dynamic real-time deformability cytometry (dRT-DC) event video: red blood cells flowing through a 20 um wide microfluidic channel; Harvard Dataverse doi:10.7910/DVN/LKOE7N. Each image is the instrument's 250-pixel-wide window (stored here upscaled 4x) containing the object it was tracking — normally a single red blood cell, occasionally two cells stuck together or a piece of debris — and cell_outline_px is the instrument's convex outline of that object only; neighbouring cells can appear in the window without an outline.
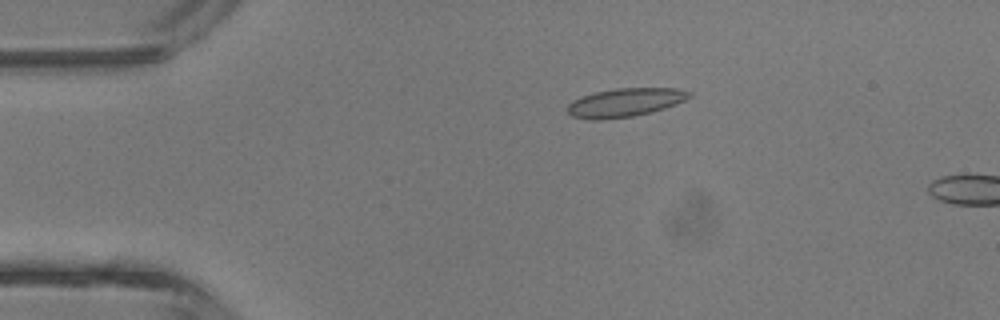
{"species": "common noctule bat (a hibernating species)", "species_latin": "Nyctalus noctula", "temperature_condition": "room temperature", "stored_images_in_passage": 2, "camera_frame_rate_fps": 3000, "um_per_image_px": 0.085, "animal": {"sex": "male", "body_mass_g": 13.3}, "frame": {"image": 1, "passage_image": 1, "time_ms": 0.0, "image_size_px": [1000, 320], "cell_outline_px": [[692, 96], [676, 104], [652, 112], [632, 116], [600, 120], [592, 120], [572, 116], [564, 108], [572, 100], [580, 96], [596, 92], [616, 88], [676, 88], [692, 92]], "centroid_in_image_um": [53.1, 8.71], "position_along_channel_um": 31.9, "area_um2": 20.4}}